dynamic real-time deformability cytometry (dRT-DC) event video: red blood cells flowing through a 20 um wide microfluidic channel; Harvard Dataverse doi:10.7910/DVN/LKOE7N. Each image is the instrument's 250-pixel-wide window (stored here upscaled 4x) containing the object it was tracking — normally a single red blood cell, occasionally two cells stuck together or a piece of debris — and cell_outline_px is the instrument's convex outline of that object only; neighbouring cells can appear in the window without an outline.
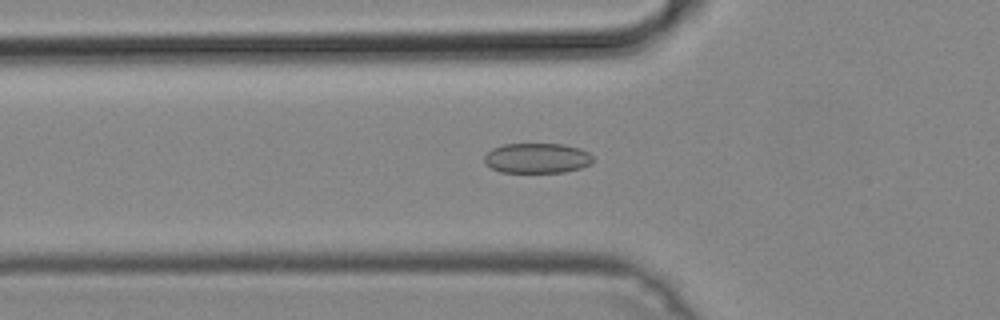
{"species": "common noctule bat (a hibernating species)", "species_latin": "Nyctalus noctula", "temperature_condition": "cold", "stored_images_in_passage": 44, "camera_frame_rate_fps": 3000, "um_per_image_px": 0.085, "animal": {"sex": "male", "body_mass_g": 19.2, "forearm_length_mm": 51.8}, "frame": {"image": 1, "passage_image": 17, "time_ms": 5.333, "image_size_px": [1000, 320], "cell_outline_px": [[592, 160], [588, 164], [580, 168], [564, 172], [500, 172], [492, 168], [484, 160], [484, 156], [492, 148], [500, 144], [564, 144], [580, 148], [588, 152], [592, 156]], "centroid_in_image_um": [45.63, 13.43], "position_along_channel_um": 80.2, "area_um2": 18.96}}
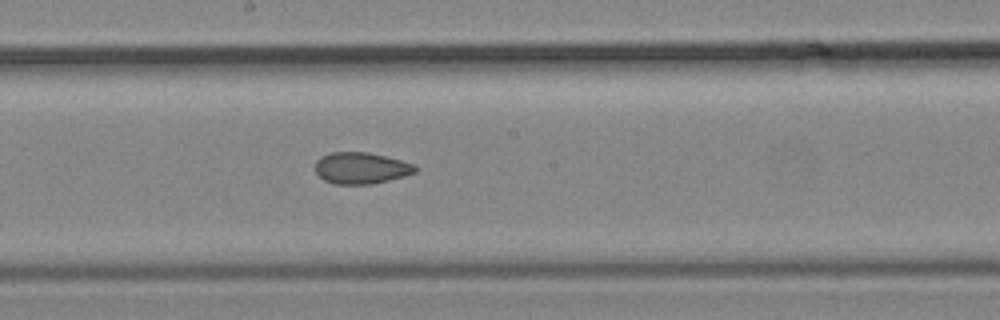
{"frame": {"image": 2, "passage_image": 27, "time_ms": 8.667, "image_size_px": [1000, 320], "cell_outline_px": [[420, 168], [416, 172], [404, 176], [372, 184], [336, 184], [324, 180], [316, 172], [316, 160], [320, 156], [332, 152], [368, 152], [416, 164]], "centroid_in_image_um": [30.72, 14.28], "position_along_channel_um": 217.5, "area_um2": 18.38}}
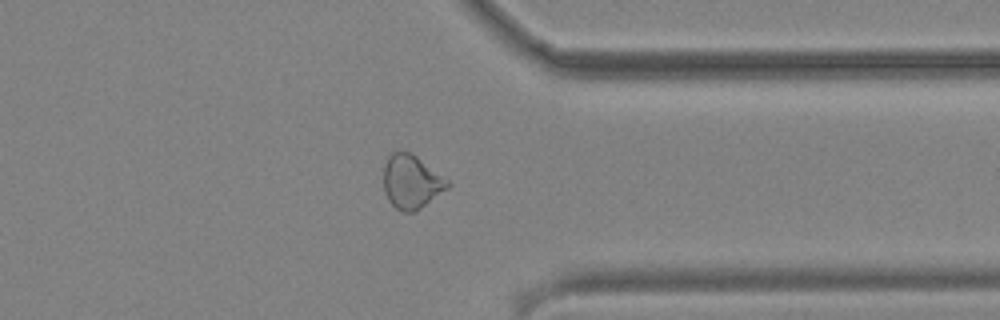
{"frame": {"image": 3, "passage_image": 39, "time_ms": 12.667, "image_size_px": [1000, 320], "cell_outline_px": [[452, 184], [448, 188], [420, 208], [412, 212], [404, 212], [396, 208], [388, 200], [384, 192], [384, 164], [388, 156], [392, 152], [408, 152], [416, 156], [448, 180]], "centroid_in_image_um": [34.95, 15.46], "position_along_channel_um": 376.4, "area_um2": 19.77}}